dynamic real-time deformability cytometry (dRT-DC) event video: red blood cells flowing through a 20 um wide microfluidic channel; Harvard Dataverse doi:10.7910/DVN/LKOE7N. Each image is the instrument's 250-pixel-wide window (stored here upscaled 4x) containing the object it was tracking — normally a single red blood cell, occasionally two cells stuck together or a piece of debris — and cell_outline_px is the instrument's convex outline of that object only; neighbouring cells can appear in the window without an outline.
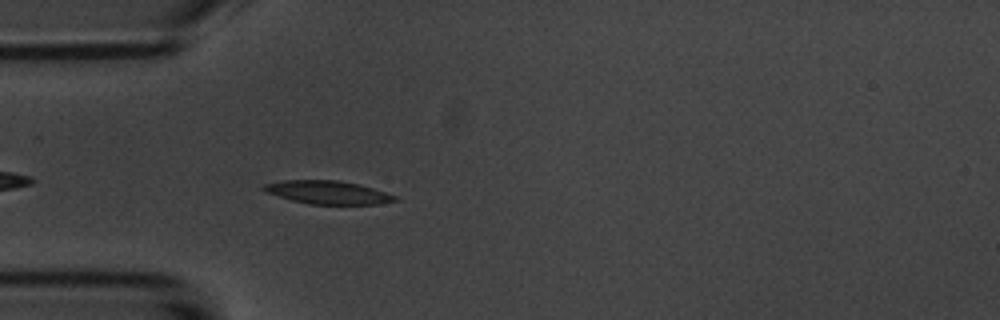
{"species": "common noctule bat (a hibernating species)", "species_latin": "Nyctalus noctula", "temperature_condition": "room temperature", "stored_images_in_passage": 4, "camera_frame_rate_fps": 3000, "um_per_image_px": 0.085, "animal": {"sex": "male", "body_mass_g": 20.1, "forearm_length_mm": 53.5}, "frame": {"image": 1, "passage_image": 4, "time_ms": 3.333, "image_size_px": [1000, 320], "cell_outline_px": [[400, 200], [376, 204], [308, 204], [292, 200], [264, 192], [260, 188], [264, 184], [284, 180], [336, 180], [356, 184], [372, 188], [396, 196]], "centroid_in_image_um": [27.81, 16.35], "position_along_channel_um": 57.2, "area_um2": 17.63}}